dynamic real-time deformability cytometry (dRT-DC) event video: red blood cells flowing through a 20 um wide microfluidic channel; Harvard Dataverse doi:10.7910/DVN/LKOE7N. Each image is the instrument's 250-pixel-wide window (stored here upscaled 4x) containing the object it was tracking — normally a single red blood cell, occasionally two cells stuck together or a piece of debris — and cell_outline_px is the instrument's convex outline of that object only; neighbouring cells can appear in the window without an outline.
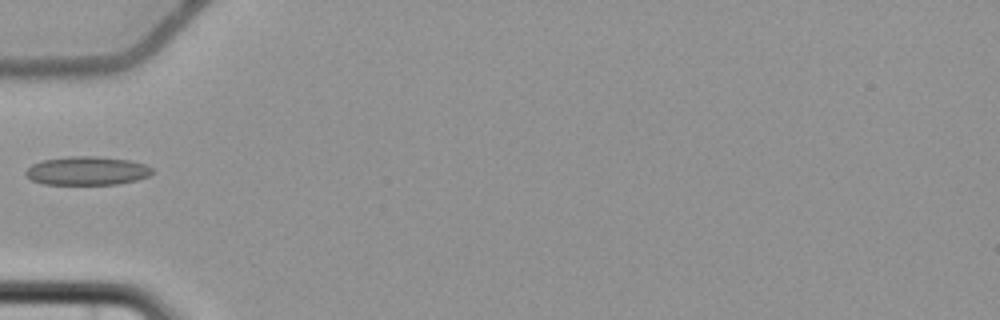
{"species": "common noctule bat (a hibernating species)", "species_latin": "Nyctalus noctula", "temperature_condition": "cold", "stored_images_in_passage": 2, "camera_frame_rate_fps": 3000, "um_per_image_px": 0.085, "animal": {"sex": "female", "body_mass_g": 22.7, "forearm_length_mm": 54.2}, "frame": {"image": 1, "passage_image": 2, "time_ms": 1.0, "image_size_px": [1000, 320], "cell_outline_px": [[152, 172], [148, 176], [136, 180], [116, 184], [44, 184], [32, 180], [24, 176], [24, 172], [32, 164], [44, 160], [68, 156], [96, 156], [128, 160], [144, 164], [152, 168]], "centroid_in_image_um": [7.36, 14.52], "position_along_channel_um": 77.6, "area_um2": 20.98}}